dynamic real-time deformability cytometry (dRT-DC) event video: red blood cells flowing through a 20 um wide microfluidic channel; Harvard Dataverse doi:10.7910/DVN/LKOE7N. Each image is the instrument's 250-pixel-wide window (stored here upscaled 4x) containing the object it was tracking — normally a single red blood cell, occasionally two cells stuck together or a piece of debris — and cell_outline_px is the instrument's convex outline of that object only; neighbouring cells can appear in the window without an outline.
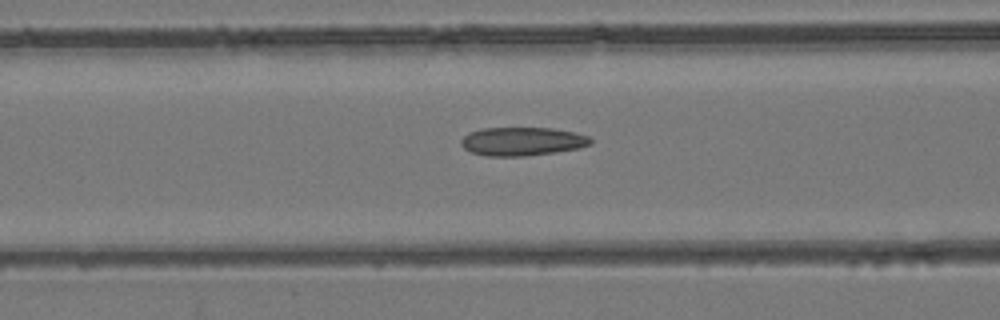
{"species": "common noctule bat (a hibernating species)", "species_latin": "Nyctalus noctula", "temperature_condition": "room temperature", "stored_images_in_passage": 51, "camera_frame_rate_fps": 3000, "um_per_image_px": 0.085, "animal": {"sex": "female", "body_mass_g": 24.6, "forearm_length_mm": 56.2}, "frame": {"image": 1, "passage_image": 22, "time_ms": 7.0, "image_size_px": [1000, 320], "cell_outline_px": [[592, 144], [580, 148], [556, 152], [524, 156], [488, 156], [472, 152], [464, 148], [460, 144], [460, 140], [468, 132], [480, 128], [552, 128], [576, 132], [588, 136], [592, 140]], "centroid_in_image_um": [44.39, 12.01], "position_along_channel_um": 122.2, "area_um2": 21.68}}
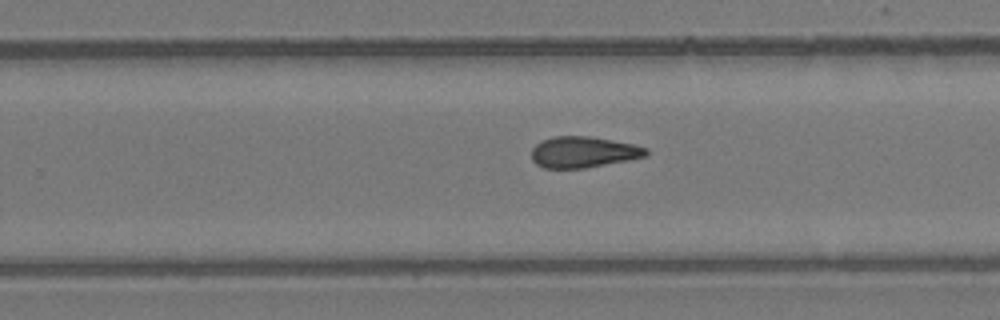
{"frame": {"image": 2, "passage_image": 34, "time_ms": 11.0, "image_size_px": [1000, 320], "cell_outline_px": [[648, 156], [628, 160], [584, 168], [544, 168], [536, 164], [532, 160], [532, 148], [540, 140], [552, 136], [588, 136], [636, 144], [648, 148]], "centroid_in_image_um": [49.59, 12.92], "position_along_channel_um": 280.2, "area_um2": 20.92}}
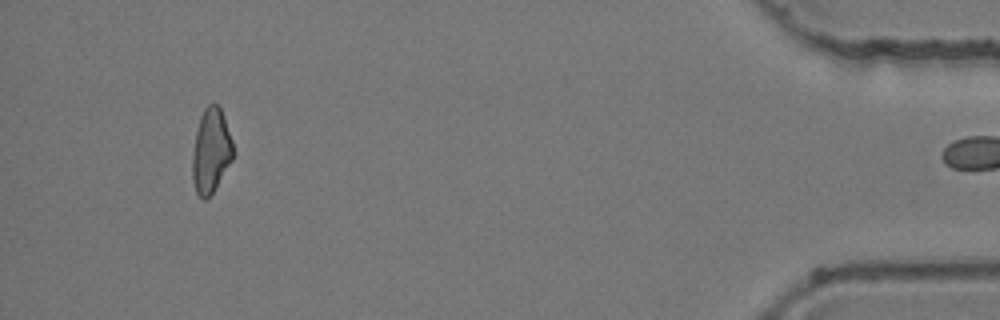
{"frame": {"image": 3, "passage_image": 50, "time_ms": 16.333, "image_size_px": [1000, 320], "cell_outline_px": [[232, 160], [212, 192], [204, 200], [196, 192], [192, 180], [192, 152], [196, 132], [200, 116], [204, 108], [208, 104], [216, 104], [220, 108], [224, 116], [232, 140]], "centroid_in_image_um": [17.91, 12.8], "position_along_channel_um": 417.3, "area_um2": 19.77}}